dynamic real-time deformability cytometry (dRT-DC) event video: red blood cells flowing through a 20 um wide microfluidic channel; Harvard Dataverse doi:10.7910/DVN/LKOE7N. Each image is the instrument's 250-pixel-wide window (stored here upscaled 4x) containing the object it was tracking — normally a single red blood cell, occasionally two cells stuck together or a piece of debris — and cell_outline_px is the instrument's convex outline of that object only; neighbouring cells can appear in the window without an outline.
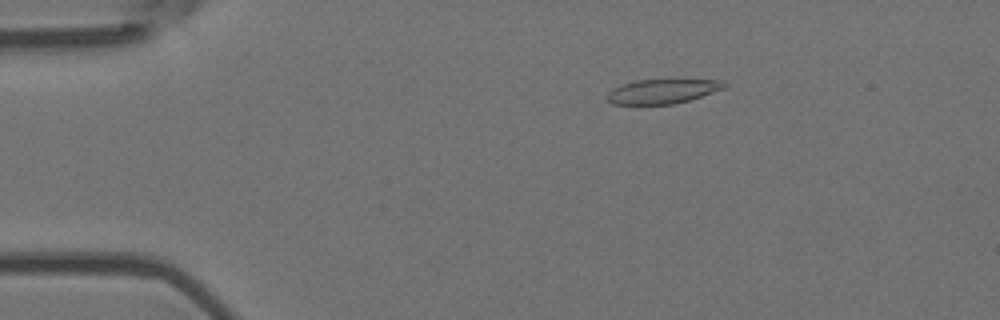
{"species": "Egyptian fruit bat (a non-hibernating species)", "species_latin": "Rousettus aegyptiacus", "temperature_condition": "room temperature", "stored_images_in_passage": 4, "camera_frame_rate_fps": 3000, "um_per_image_px": 0.085, "animal": {"sex": "female"}, "frame": {"image": 1, "passage_image": 1, "time_ms": 0.0, "image_size_px": [1000, 320], "cell_outline_px": [[728, 84], [724, 88], [688, 100], [672, 104], [612, 104], [608, 100], [608, 92], [612, 88], [636, 80], [676, 76], [724, 80]], "centroid_in_image_um": [56.4, 7.68], "position_along_channel_um": 28.6, "area_um2": 17.63}}
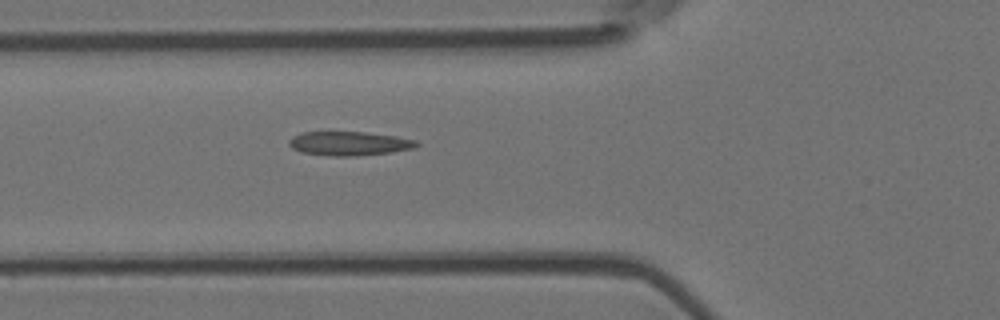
{"frame": {"image": 2, "passage_image": 4, "time_ms": 1.0, "image_size_px": [1000, 320], "cell_outline_px": [[420, 144], [416, 148], [392, 152], [356, 156], [332, 156], [300, 152], [292, 148], [288, 144], [288, 140], [292, 136], [304, 132], [364, 132], [396, 136], [416, 140]], "centroid_in_image_um": [29.69, 12.2], "position_along_channel_um": 96.1, "area_um2": 17.98}}